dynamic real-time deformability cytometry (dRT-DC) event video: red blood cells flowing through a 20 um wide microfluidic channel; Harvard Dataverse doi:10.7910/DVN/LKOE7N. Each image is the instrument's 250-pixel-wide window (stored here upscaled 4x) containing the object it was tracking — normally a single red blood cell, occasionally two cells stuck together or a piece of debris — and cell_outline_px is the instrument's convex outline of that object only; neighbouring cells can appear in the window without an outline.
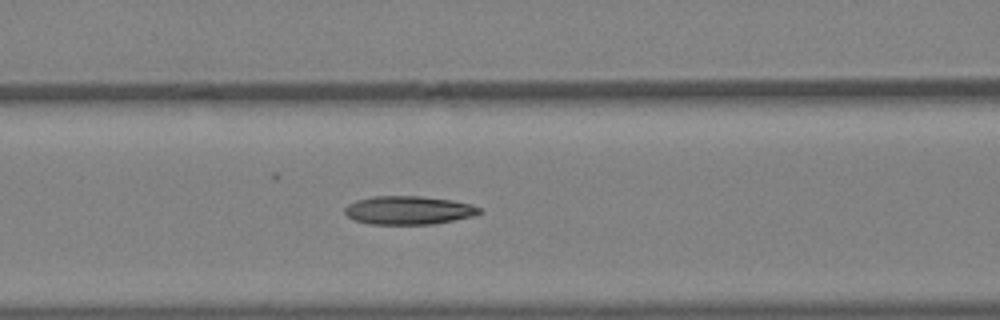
{"species": "Egyptian fruit bat (a non-hibernating species)", "species_latin": "Rousettus aegyptiacus", "temperature_condition": "warm", "stored_images_in_passage": 30, "camera_frame_rate_fps": 3000, "um_per_image_px": 0.085, "animal": {"sex": "female"}, "frame": {"image": 1, "passage_image": 15, "time_ms": 4.667, "image_size_px": [1000, 320], "cell_outline_px": [[484, 212], [476, 216], [432, 224], [368, 224], [356, 220], [348, 216], [344, 212], [344, 208], [348, 204], [356, 200], [372, 196], [420, 196], [452, 200], [472, 204], [480, 208]], "centroid_in_image_um": [34.76, 17.87], "position_along_channel_um": 131.8, "area_um2": 22.48}}
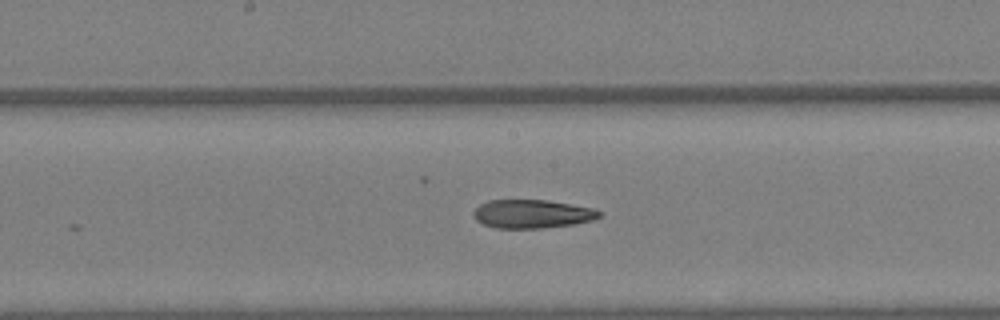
{"frame": {"image": 2, "passage_image": 19, "time_ms": 6.0, "image_size_px": [1000, 320], "cell_outline_px": [[600, 216], [592, 220], [572, 224], [544, 228], [496, 228], [484, 224], [476, 220], [472, 216], [472, 212], [480, 204], [488, 200], [548, 200], [592, 208], [600, 212]], "centroid_in_image_um": [45.18, 18.18], "position_along_channel_um": 203.0, "area_um2": 20.81}}
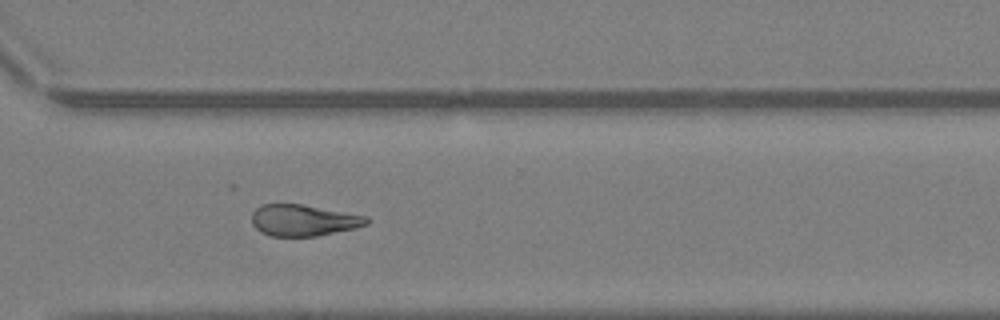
{"frame": {"image": 3, "passage_image": 27, "time_ms": 8.667, "image_size_px": [1000, 320], "cell_outline_px": [[372, 220], [368, 224], [356, 228], [316, 236], [272, 236], [260, 232], [252, 224], [252, 212], [260, 204], [300, 204], [368, 216]], "centroid_in_image_um": [25.81, 18.72], "position_along_channel_um": 344.8, "area_um2": 21.1}}